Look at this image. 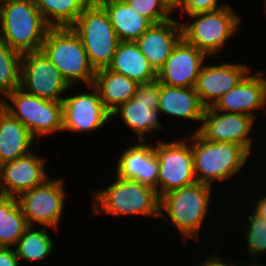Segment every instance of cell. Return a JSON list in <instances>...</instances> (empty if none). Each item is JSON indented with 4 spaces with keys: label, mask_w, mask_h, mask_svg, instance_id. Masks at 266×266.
Segmentation results:
<instances>
[{
    "label": "cell",
    "mask_w": 266,
    "mask_h": 266,
    "mask_svg": "<svg viewBox=\"0 0 266 266\" xmlns=\"http://www.w3.org/2000/svg\"><path fill=\"white\" fill-rule=\"evenodd\" d=\"M45 159L29 152L0 166V194L18 197L21 193L44 184L49 176Z\"/></svg>",
    "instance_id": "2e32d148"
},
{
    "label": "cell",
    "mask_w": 266,
    "mask_h": 266,
    "mask_svg": "<svg viewBox=\"0 0 266 266\" xmlns=\"http://www.w3.org/2000/svg\"><path fill=\"white\" fill-rule=\"evenodd\" d=\"M138 85L136 81L108 68L96 70L92 84L110 114L135 95Z\"/></svg>",
    "instance_id": "cb8c5ba5"
},
{
    "label": "cell",
    "mask_w": 266,
    "mask_h": 266,
    "mask_svg": "<svg viewBox=\"0 0 266 266\" xmlns=\"http://www.w3.org/2000/svg\"><path fill=\"white\" fill-rule=\"evenodd\" d=\"M50 26L32 0L0 2V38L21 54L41 51Z\"/></svg>",
    "instance_id": "6da1fadb"
},
{
    "label": "cell",
    "mask_w": 266,
    "mask_h": 266,
    "mask_svg": "<svg viewBox=\"0 0 266 266\" xmlns=\"http://www.w3.org/2000/svg\"><path fill=\"white\" fill-rule=\"evenodd\" d=\"M16 250L0 247V266H19Z\"/></svg>",
    "instance_id": "d6a6232c"
},
{
    "label": "cell",
    "mask_w": 266,
    "mask_h": 266,
    "mask_svg": "<svg viewBox=\"0 0 266 266\" xmlns=\"http://www.w3.org/2000/svg\"><path fill=\"white\" fill-rule=\"evenodd\" d=\"M248 72L239 83L212 106L217 111L245 114L254 120V110L266 106L264 87L260 75Z\"/></svg>",
    "instance_id": "ffe728a7"
},
{
    "label": "cell",
    "mask_w": 266,
    "mask_h": 266,
    "mask_svg": "<svg viewBox=\"0 0 266 266\" xmlns=\"http://www.w3.org/2000/svg\"><path fill=\"white\" fill-rule=\"evenodd\" d=\"M183 1L184 0H162V2L171 12H175L176 9L178 11V8L180 9L183 5Z\"/></svg>",
    "instance_id": "d590c367"
},
{
    "label": "cell",
    "mask_w": 266,
    "mask_h": 266,
    "mask_svg": "<svg viewBox=\"0 0 266 266\" xmlns=\"http://www.w3.org/2000/svg\"><path fill=\"white\" fill-rule=\"evenodd\" d=\"M181 39V22L171 18L152 24L135 42L154 70L158 72Z\"/></svg>",
    "instance_id": "d6986e66"
},
{
    "label": "cell",
    "mask_w": 266,
    "mask_h": 266,
    "mask_svg": "<svg viewBox=\"0 0 266 266\" xmlns=\"http://www.w3.org/2000/svg\"><path fill=\"white\" fill-rule=\"evenodd\" d=\"M50 27H71L87 6L86 0H32Z\"/></svg>",
    "instance_id": "4316f807"
},
{
    "label": "cell",
    "mask_w": 266,
    "mask_h": 266,
    "mask_svg": "<svg viewBox=\"0 0 266 266\" xmlns=\"http://www.w3.org/2000/svg\"><path fill=\"white\" fill-rule=\"evenodd\" d=\"M266 195V194H265ZM260 196L258 201L255 203L253 213L262 219L266 220V196ZM261 198V199H260Z\"/></svg>",
    "instance_id": "e575fe53"
},
{
    "label": "cell",
    "mask_w": 266,
    "mask_h": 266,
    "mask_svg": "<svg viewBox=\"0 0 266 266\" xmlns=\"http://www.w3.org/2000/svg\"><path fill=\"white\" fill-rule=\"evenodd\" d=\"M190 24L182 23V38L205 53L208 58L218 55L221 48L240 28V17L234 9L225 6L210 12L189 15Z\"/></svg>",
    "instance_id": "8992f818"
},
{
    "label": "cell",
    "mask_w": 266,
    "mask_h": 266,
    "mask_svg": "<svg viewBox=\"0 0 266 266\" xmlns=\"http://www.w3.org/2000/svg\"><path fill=\"white\" fill-rule=\"evenodd\" d=\"M254 121L251 116L217 111L211 106L205 108L198 133L207 141L235 143L250 154L253 140L249 133Z\"/></svg>",
    "instance_id": "4fadbf2b"
},
{
    "label": "cell",
    "mask_w": 266,
    "mask_h": 266,
    "mask_svg": "<svg viewBox=\"0 0 266 266\" xmlns=\"http://www.w3.org/2000/svg\"><path fill=\"white\" fill-rule=\"evenodd\" d=\"M190 142L158 140L154 150L159 161L158 196L196 183Z\"/></svg>",
    "instance_id": "9c48e42d"
},
{
    "label": "cell",
    "mask_w": 266,
    "mask_h": 266,
    "mask_svg": "<svg viewBox=\"0 0 266 266\" xmlns=\"http://www.w3.org/2000/svg\"><path fill=\"white\" fill-rule=\"evenodd\" d=\"M89 89L93 92H79L63 98L62 130L72 133L93 132L111 120V115L105 109L98 91L92 85Z\"/></svg>",
    "instance_id": "5bb4252c"
},
{
    "label": "cell",
    "mask_w": 266,
    "mask_h": 266,
    "mask_svg": "<svg viewBox=\"0 0 266 266\" xmlns=\"http://www.w3.org/2000/svg\"><path fill=\"white\" fill-rule=\"evenodd\" d=\"M196 181L212 187L214 181H227L241 171L249 153L231 142H211L198 132L189 135ZM192 141V142H191Z\"/></svg>",
    "instance_id": "7a4b0ae2"
},
{
    "label": "cell",
    "mask_w": 266,
    "mask_h": 266,
    "mask_svg": "<svg viewBox=\"0 0 266 266\" xmlns=\"http://www.w3.org/2000/svg\"><path fill=\"white\" fill-rule=\"evenodd\" d=\"M160 88L161 83L157 78L139 84L135 95L110 114L111 118L120 115L123 122L135 132L138 142L146 141L147 135L155 134L164 127L158 117Z\"/></svg>",
    "instance_id": "8fae6325"
},
{
    "label": "cell",
    "mask_w": 266,
    "mask_h": 266,
    "mask_svg": "<svg viewBox=\"0 0 266 266\" xmlns=\"http://www.w3.org/2000/svg\"><path fill=\"white\" fill-rule=\"evenodd\" d=\"M41 51L69 86L81 81L88 87L93 84L96 71L90 65L80 37L71 27H50Z\"/></svg>",
    "instance_id": "277c9868"
},
{
    "label": "cell",
    "mask_w": 266,
    "mask_h": 266,
    "mask_svg": "<svg viewBox=\"0 0 266 266\" xmlns=\"http://www.w3.org/2000/svg\"><path fill=\"white\" fill-rule=\"evenodd\" d=\"M260 75V78L262 80L263 83V87H264V97H265V102H266V75L265 77L262 76L264 75V73L266 74V72H264V70H260V72H257Z\"/></svg>",
    "instance_id": "74e56055"
},
{
    "label": "cell",
    "mask_w": 266,
    "mask_h": 266,
    "mask_svg": "<svg viewBox=\"0 0 266 266\" xmlns=\"http://www.w3.org/2000/svg\"><path fill=\"white\" fill-rule=\"evenodd\" d=\"M225 5L226 3L219 4L218 0H184L179 10L182 15H184L183 13L194 15L197 13L214 11Z\"/></svg>",
    "instance_id": "1f68e13d"
},
{
    "label": "cell",
    "mask_w": 266,
    "mask_h": 266,
    "mask_svg": "<svg viewBox=\"0 0 266 266\" xmlns=\"http://www.w3.org/2000/svg\"><path fill=\"white\" fill-rule=\"evenodd\" d=\"M207 57L182 38L157 72V79L167 86L194 88Z\"/></svg>",
    "instance_id": "9a60e30c"
},
{
    "label": "cell",
    "mask_w": 266,
    "mask_h": 266,
    "mask_svg": "<svg viewBox=\"0 0 266 266\" xmlns=\"http://www.w3.org/2000/svg\"><path fill=\"white\" fill-rule=\"evenodd\" d=\"M29 226L56 229L65 207L66 192L61 178H50L42 185L21 193L17 197Z\"/></svg>",
    "instance_id": "30bf717a"
},
{
    "label": "cell",
    "mask_w": 266,
    "mask_h": 266,
    "mask_svg": "<svg viewBox=\"0 0 266 266\" xmlns=\"http://www.w3.org/2000/svg\"><path fill=\"white\" fill-rule=\"evenodd\" d=\"M5 103V100L2 98V95H1V98H0V113L4 110V104Z\"/></svg>",
    "instance_id": "f35d334b"
},
{
    "label": "cell",
    "mask_w": 266,
    "mask_h": 266,
    "mask_svg": "<svg viewBox=\"0 0 266 266\" xmlns=\"http://www.w3.org/2000/svg\"><path fill=\"white\" fill-rule=\"evenodd\" d=\"M109 15L119 41H136L152 25L134 11L124 0H114L102 5Z\"/></svg>",
    "instance_id": "d4e9b609"
},
{
    "label": "cell",
    "mask_w": 266,
    "mask_h": 266,
    "mask_svg": "<svg viewBox=\"0 0 266 266\" xmlns=\"http://www.w3.org/2000/svg\"><path fill=\"white\" fill-rule=\"evenodd\" d=\"M211 190V186L196 182L164 194L160 197V218L167 214L183 240L198 239L196 236L210 211Z\"/></svg>",
    "instance_id": "5b68a950"
},
{
    "label": "cell",
    "mask_w": 266,
    "mask_h": 266,
    "mask_svg": "<svg viewBox=\"0 0 266 266\" xmlns=\"http://www.w3.org/2000/svg\"><path fill=\"white\" fill-rule=\"evenodd\" d=\"M205 108L195 88L172 87L161 83L158 100V110L161 115L198 121L200 124L195 130L198 132Z\"/></svg>",
    "instance_id": "44dd1931"
},
{
    "label": "cell",
    "mask_w": 266,
    "mask_h": 266,
    "mask_svg": "<svg viewBox=\"0 0 266 266\" xmlns=\"http://www.w3.org/2000/svg\"><path fill=\"white\" fill-rule=\"evenodd\" d=\"M246 218H248L247 219L248 224L247 226H244L243 231L244 232L246 231L245 234H246V240H247L248 255H250V257H254L253 258L254 260L253 262L247 261L245 263L246 265L245 264H241V265L242 266H263L258 256L260 255V253L261 254L262 253L264 254V252L266 253V220L260 218L254 213H251V215L247 214Z\"/></svg>",
    "instance_id": "f546056e"
},
{
    "label": "cell",
    "mask_w": 266,
    "mask_h": 266,
    "mask_svg": "<svg viewBox=\"0 0 266 266\" xmlns=\"http://www.w3.org/2000/svg\"><path fill=\"white\" fill-rule=\"evenodd\" d=\"M219 254H217L216 256L212 255V257L210 258H206V261L204 260L203 263L200 262L199 264H197L198 266H237V265H233L232 263H228V261L223 260L221 257L218 256ZM218 256V257H217Z\"/></svg>",
    "instance_id": "836d02e7"
},
{
    "label": "cell",
    "mask_w": 266,
    "mask_h": 266,
    "mask_svg": "<svg viewBox=\"0 0 266 266\" xmlns=\"http://www.w3.org/2000/svg\"><path fill=\"white\" fill-rule=\"evenodd\" d=\"M107 68L125 75L138 84L157 78V72L134 41H120Z\"/></svg>",
    "instance_id": "7402d4cb"
},
{
    "label": "cell",
    "mask_w": 266,
    "mask_h": 266,
    "mask_svg": "<svg viewBox=\"0 0 266 266\" xmlns=\"http://www.w3.org/2000/svg\"><path fill=\"white\" fill-rule=\"evenodd\" d=\"M135 12L147 18L152 24L172 18V12L162 0H124Z\"/></svg>",
    "instance_id": "4dcf8cb0"
},
{
    "label": "cell",
    "mask_w": 266,
    "mask_h": 266,
    "mask_svg": "<svg viewBox=\"0 0 266 266\" xmlns=\"http://www.w3.org/2000/svg\"><path fill=\"white\" fill-rule=\"evenodd\" d=\"M71 28L80 37L94 70L107 68L120 41L104 7L87 5Z\"/></svg>",
    "instance_id": "52a82bcc"
},
{
    "label": "cell",
    "mask_w": 266,
    "mask_h": 266,
    "mask_svg": "<svg viewBox=\"0 0 266 266\" xmlns=\"http://www.w3.org/2000/svg\"><path fill=\"white\" fill-rule=\"evenodd\" d=\"M93 214L160 217V197L155 188L116 177L106 189L93 192Z\"/></svg>",
    "instance_id": "3957f363"
},
{
    "label": "cell",
    "mask_w": 266,
    "mask_h": 266,
    "mask_svg": "<svg viewBox=\"0 0 266 266\" xmlns=\"http://www.w3.org/2000/svg\"><path fill=\"white\" fill-rule=\"evenodd\" d=\"M34 137L5 109L0 113V166L31 152Z\"/></svg>",
    "instance_id": "603a6c76"
},
{
    "label": "cell",
    "mask_w": 266,
    "mask_h": 266,
    "mask_svg": "<svg viewBox=\"0 0 266 266\" xmlns=\"http://www.w3.org/2000/svg\"><path fill=\"white\" fill-rule=\"evenodd\" d=\"M21 89L49 101H63L71 86L42 51L22 54Z\"/></svg>",
    "instance_id": "7c38bea8"
},
{
    "label": "cell",
    "mask_w": 266,
    "mask_h": 266,
    "mask_svg": "<svg viewBox=\"0 0 266 266\" xmlns=\"http://www.w3.org/2000/svg\"><path fill=\"white\" fill-rule=\"evenodd\" d=\"M119 157L115 166L116 177L148 185L158 193L159 161L152 144L146 141L131 144Z\"/></svg>",
    "instance_id": "ac0fdd59"
},
{
    "label": "cell",
    "mask_w": 266,
    "mask_h": 266,
    "mask_svg": "<svg viewBox=\"0 0 266 266\" xmlns=\"http://www.w3.org/2000/svg\"><path fill=\"white\" fill-rule=\"evenodd\" d=\"M114 1V0H86L87 5H103L104 3Z\"/></svg>",
    "instance_id": "8d00e7d4"
},
{
    "label": "cell",
    "mask_w": 266,
    "mask_h": 266,
    "mask_svg": "<svg viewBox=\"0 0 266 266\" xmlns=\"http://www.w3.org/2000/svg\"><path fill=\"white\" fill-rule=\"evenodd\" d=\"M248 72L249 68L240 63L204 64L194 88L201 103L206 108L211 107L234 88Z\"/></svg>",
    "instance_id": "e0dca14e"
},
{
    "label": "cell",
    "mask_w": 266,
    "mask_h": 266,
    "mask_svg": "<svg viewBox=\"0 0 266 266\" xmlns=\"http://www.w3.org/2000/svg\"><path fill=\"white\" fill-rule=\"evenodd\" d=\"M22 54L11 49L0 38V93H8L21 87Z\"/></svg>",
    "instance_id": "f1b7e54d"
},
{
    "label": "cell",
    "mask_w": 266,
    "mask_h": 266,
    "mask_svg": "<svg viewBox=\"0 0 266 266\" xmlns=\"http://www.w3.org/2000/svg\"><path fill=\"white\" fill-rule=\"evenodd\" d=\"M4 100V109L19 120L35 139L63 131L62 102L39 98L21 88L8 93Z\"/></svg>",
    "instance_id": "ba28073f"
},
{
    "label": "cell",
    "mask_w": 266,
    "mask_h": 266,
    "mask_svg": "<svg viewBox=\"0 0 266 266\" xmlns=\"http://www.w3.org/2000/svg\"><path fill=\"white\" fill-rule=\"evenodd\" d=\"M28 227L17 198L0 194V247H15Z\"/></svg>",
    "instance_id": "484cf974"
},
{
    "label": "cell",
    "mask_w": 266,
    "mask_h": 266,
    "mask_svg": "<svg viewBox=\"0 0 266 266\" xmlns=\"http://www.w3.org/2000/svg\"><path fill=\"white\" fill-rule=\"evenodd\" d=\"M47 227L35 230L34 226H29L18 240L15 250L18 259L29 261H44L54 249L53 243Z\"/></svg>",
    "instance_id": "83f0119b"
}]
</instances>
